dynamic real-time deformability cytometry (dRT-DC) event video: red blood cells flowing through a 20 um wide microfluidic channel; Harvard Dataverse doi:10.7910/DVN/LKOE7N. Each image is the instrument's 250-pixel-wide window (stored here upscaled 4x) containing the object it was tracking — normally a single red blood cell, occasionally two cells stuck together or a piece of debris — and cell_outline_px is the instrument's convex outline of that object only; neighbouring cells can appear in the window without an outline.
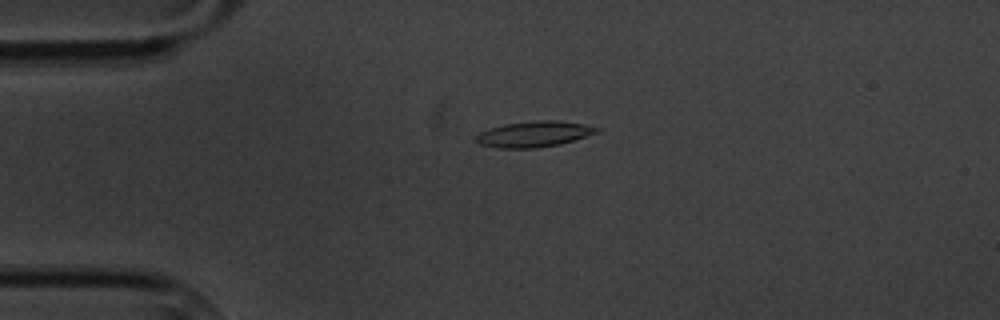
{"species": "common noctule bat (a hibernating species)", "species_latin": "Nyctalus noctula", "temperature_condition": "cold", "stored_images_in_passage": 6, "camera_frame_rate_fps": 3000, "um_per_image_px": 0.085, "animal": {"sex": "male", "body_mass_g": 20.1, "forearm_length_mm": 53.5}, "frame": {"image": 1, "passage_image": 4, "time_ms": 4.333, "image_size_px": [1000, 320], "cell_outline_px": [[600, 132], [560, 144], [536, 148], [496, 148], [476, 144], [472, 140], [480, 132], [492, 128], [508, 124], [540, 120], [556, 120], [584, 124], [600, 128]], "centroid_in_image_um": [45.37, 11.41], "position_along_channel_um": 39.6, "area_um2": 18.15}}
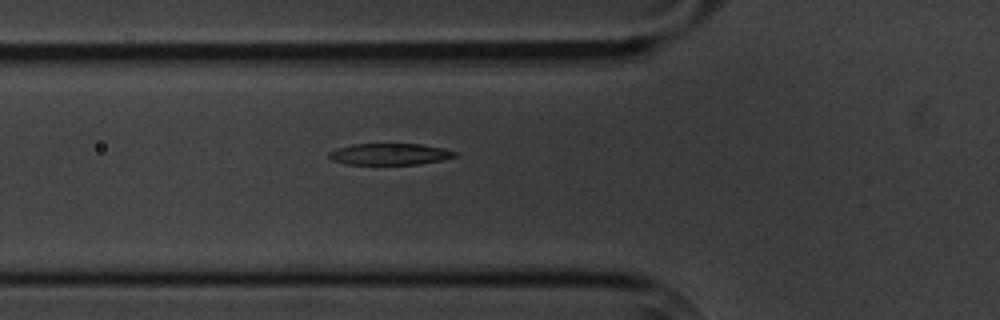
{"frame": {"image": 2, "passage_image": 6, "time_ms": 6.667, "image_size_px": [1000, 320], "cell_outline_px": [[456, 156], [440, 160], [420, 164], [344, 164], [332, 160], [328, 156], [328, 152], [336, 148], [352, 144], [420, 144], [444, 148], [456, 152]], "centroid_in_image_um": [33.08, 13.1], "position_along_channel_um": 92.7, "area_um2": 15.72}}